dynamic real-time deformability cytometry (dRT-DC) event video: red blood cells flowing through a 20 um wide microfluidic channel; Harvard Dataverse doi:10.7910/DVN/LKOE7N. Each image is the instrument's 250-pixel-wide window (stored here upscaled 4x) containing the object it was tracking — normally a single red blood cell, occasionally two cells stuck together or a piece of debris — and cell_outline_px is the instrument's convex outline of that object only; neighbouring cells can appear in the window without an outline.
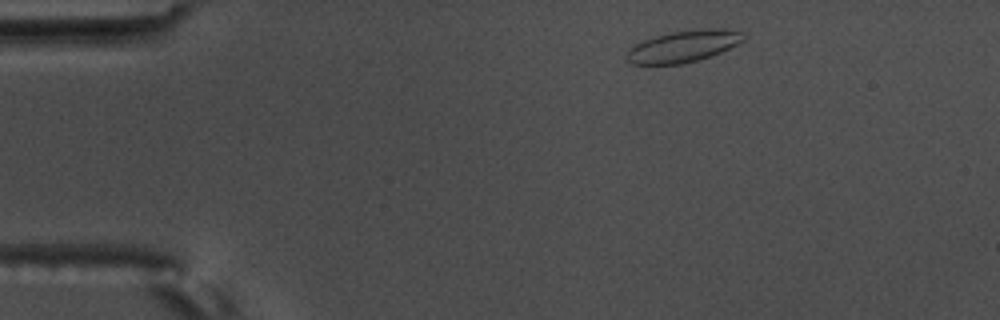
{"species": "common noctule bat (a hibernating species)", "species_latin": "Nyctalus noctula", "temperature_condition": "warm", "stored_images_in_passage": 5, "camera_frame_rate_fps": 3000, "um_per_image_px": 0.085, "animal": {"sex": "male", "body_mass_g": 17.5, "forearm_length_mm": 52.3}, "frame": {"image": 1, "passage_image": 2, "time_ms": 0.333, "image_size_px": [1000, 320], "cell_outline_px": [[744, 40], [720, 52], [696, 60], [680, 64], [632, 64], [628, 60], [628, 48], [640, 40], [668, 32], [700, 28], [720, 28], [744, 32]], "centroid_in_image_um": [58.06, 3.9], "position_along_channel_um": 26.9, "area_um2": 21.56}}